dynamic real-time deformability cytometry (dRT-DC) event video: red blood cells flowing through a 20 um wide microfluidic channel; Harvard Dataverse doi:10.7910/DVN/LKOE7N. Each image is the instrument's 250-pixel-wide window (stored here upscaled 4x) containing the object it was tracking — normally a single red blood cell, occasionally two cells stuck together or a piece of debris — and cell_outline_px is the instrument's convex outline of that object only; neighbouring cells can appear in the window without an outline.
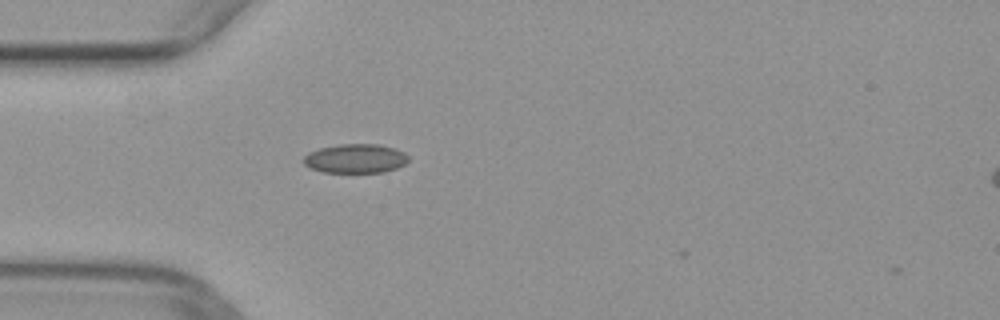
{"species": "common noctule bat (a hibernating species)", "species_latin": "Nyctalus noctula", "temperature_condition": "warm", "stored_images_in_passage": 28, "camera_frame_rate_fps": 3000, "um_per_image_px": 0.085, "animal": {"sex": "female", "body_mass_g": 29.2, "forearm_length_mm": 56.3}, "frame": {"image": 1, "passage_image": 4, "time_ms": 1.0, "image_size_px": [1000, 320], "cell_outline_px": [[408, 160], [404, 164], [396, 168], [384, 172], [320, 172], [308, 168], [304, 164], [304, 156], [308, 152], [320, 148], [340, 144], [380, 144], [396, 148], [404, 152], [408, 156]], "centroid_in_image_um": [30.2, 13.47], "position_along_channel_um": 54.8, "area_um2": 17.92}}
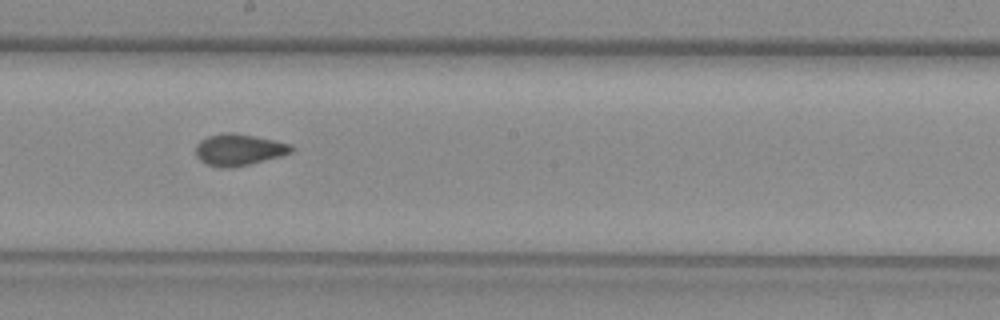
{"frame": {"image": 2, "passage_image": 17, "time_ms": 5.333, "image_size_px": [1000, 320], "cell_outline_px": [[292, 152], [280, 156], [248, 164], [228, 168], [220, 168], [208, 164], [200, 160], [196, 156], [196, 144], [200, 140], [208, 136], [224, 132], [232, 132], [292, 144]], "centroid_in_image_um": [20.26, 12.72], "position_along_channel_um": 227.9, "area_um2": 17.34}}
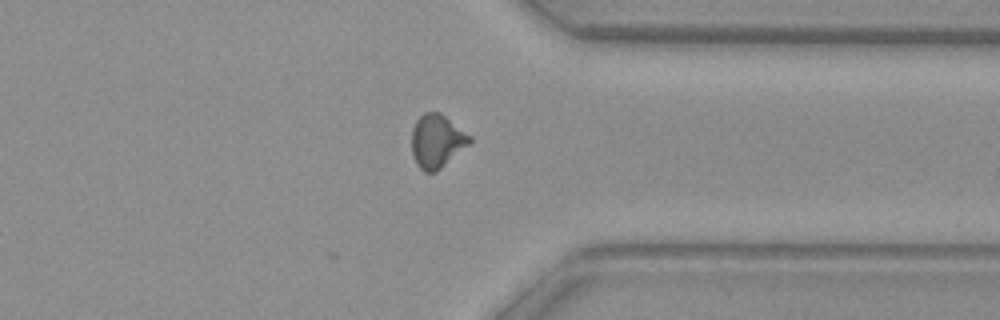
{"frame": {"image": 3, "passage_image": 28, "time_ms": 9.0, "image_size_px": [1000, 320], "cell_outline_px": [[472, 140], [468, 144], [436, 172], [424, 172], [416, 164], [412, 152], [412, 128], [416, 120], [424, 112], [440, 112], [472, 136]], "centroid_in_image_um": [37.12, 11.98], "position_along_channel_um": 374.3, "area_um2": 17.92}}